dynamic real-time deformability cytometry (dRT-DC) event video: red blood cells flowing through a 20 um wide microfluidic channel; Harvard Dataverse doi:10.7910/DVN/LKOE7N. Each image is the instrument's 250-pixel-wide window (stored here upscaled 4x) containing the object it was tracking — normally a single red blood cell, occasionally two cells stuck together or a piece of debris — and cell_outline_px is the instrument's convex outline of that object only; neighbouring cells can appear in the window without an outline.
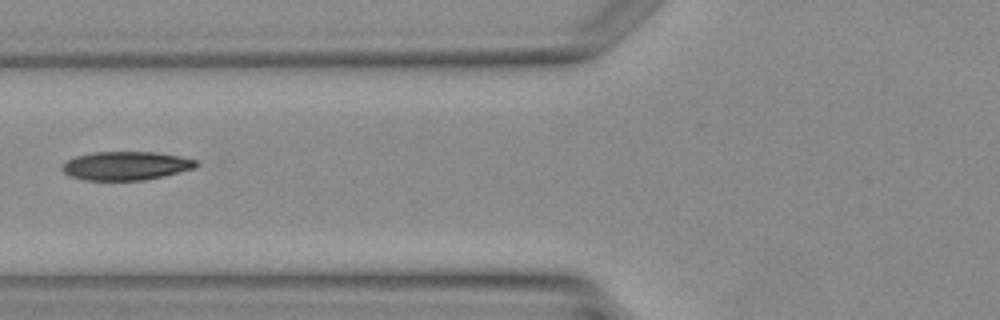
{"species": "Egyptian fruit bat (a non-hibernating species)", "species_latin": "Rousettus aegyptiacus", "temperature_condition": "warm", "stored_images_in_passage": 5, "camera_frame_rate_fps": 3000, "um_per_image_px": 0.085, "animal": {"sex": "female"}, "frame": {"image": 1, "passage_image": 5, "time_ms": 5.667, "image_size_px": [1000, 320], "cell_outline_px": [[200, 164], [196, 168], [164, 176], [144, 180], [84, 180], [72, 176], [64, 172], [60, 168], [68, 160], [76, 156], [92, 152], [156, 152], [180, 156], [196, 160]], "centroid_in_image_um": [10.75, 14.09], "position_along_channel_um": 115.1, "area_um2": 22.37}}